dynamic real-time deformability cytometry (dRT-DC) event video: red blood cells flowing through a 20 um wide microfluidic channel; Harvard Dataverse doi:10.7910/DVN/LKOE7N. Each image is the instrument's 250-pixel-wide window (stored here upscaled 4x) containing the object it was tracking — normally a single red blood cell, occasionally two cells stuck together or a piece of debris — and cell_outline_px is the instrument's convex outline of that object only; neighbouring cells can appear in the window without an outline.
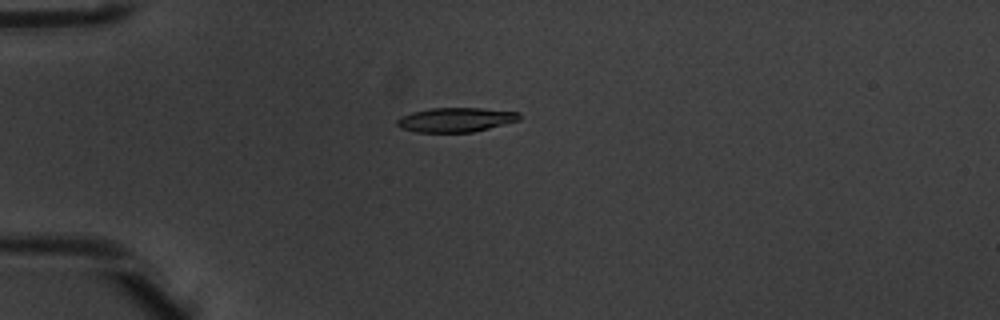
{"species": "common noctule bat (a hibernating species)", "species_latin": "Nyctalus noctula", "temperature_condition": "warm", "stored_images_in_passage": 6, "camera_frame_rate_fps": 3000, "um_per_image_px": 0.085, "animal": {"sex": "male", "body_mass_g": 20.1, "forearm_length_mm": 53.5}, "frame": {"image": 1, "passage_image": 3, "time_ms": 0.667, "image_size_px": [1000, 320], "cell_outline_px": [[520, 120], [472, 132], [416, 132], [400, 128], [396, 124], [396, 120], [400, 116], [412, 112], [432, 108], [480, 108], [520, 112]], "centroid_in_image_um": [38.71, 10.18], "position_along_channel_um": 46.3, "area_um2": 17.34}}